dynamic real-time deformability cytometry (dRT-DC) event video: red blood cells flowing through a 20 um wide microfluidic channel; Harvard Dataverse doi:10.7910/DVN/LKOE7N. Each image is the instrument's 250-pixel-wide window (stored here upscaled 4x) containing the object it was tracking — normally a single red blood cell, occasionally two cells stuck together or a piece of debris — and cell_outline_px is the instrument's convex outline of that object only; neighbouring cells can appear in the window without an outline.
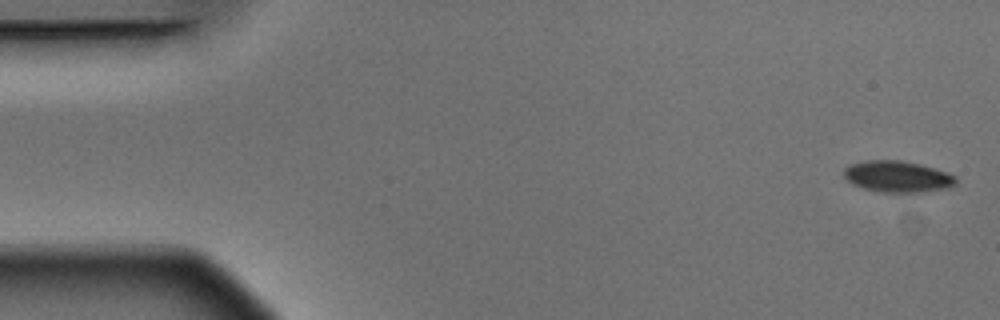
{"species": "Egyptian fruit bat (a non-hibernating species)", "species_latin": "Rousettus aegyptiacus", "temperature_condition": "warm", "stored_images_in_passage": 4, "camera_frame_rate_fps": 3000, "um_per_image_px": 0.085, "animal": {"sex": "male"}, "frame": {"image": 1, "passage_image": 1, "time_ms": 0.0, "image_size_px": [1000, 320], "cell_outline_px": [[956, 184], [948, 188], [916, 192], [884, 192], [864, 188], [852, 184], [844, 176], [844, 168], [848, 164], [864, 160], [900, 160], [920, 164], [956, 176]], "centroid_in_image_um": [76.25, 14.99], "position_along_channel_um": 8.8, "area_um2": 20.29}}